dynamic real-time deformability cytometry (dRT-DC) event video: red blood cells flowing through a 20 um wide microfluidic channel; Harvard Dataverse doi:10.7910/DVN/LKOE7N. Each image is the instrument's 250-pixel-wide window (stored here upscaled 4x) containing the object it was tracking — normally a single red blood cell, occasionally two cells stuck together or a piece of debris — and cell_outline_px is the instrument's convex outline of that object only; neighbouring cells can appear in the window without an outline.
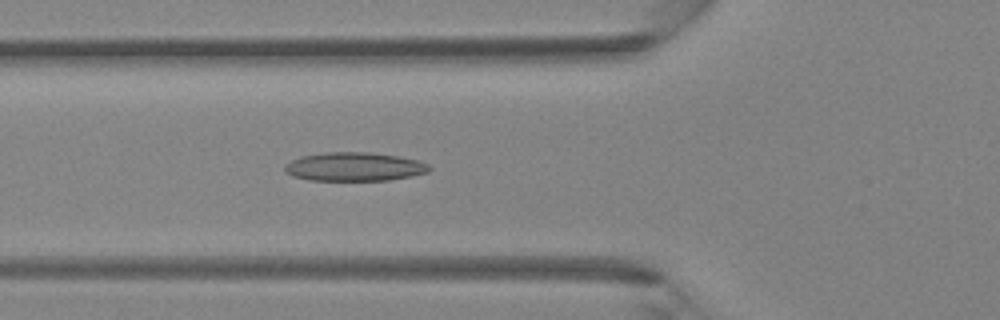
{"species": "Egyptian fruit bat (a non-hibernating species)", "species_latin": "Rousettus aegyptiacus", "temperature_condition": "room temperature", "stored_images_in_passage": 44, "camera_frame_rate_fps": 3000, "um_per_image_px": 0.085, "animal": {"sex": "female"}, "frame": {"image": 1, "passage_image": 16, "time_ms": 5.0, "image_size_px": [1000, 320], "cell_outline_px": [[432, 168], [428, 172], [388, 180], [308, 180], [292, 176], [284, 172], [284, 164], [300, 156], [324, 152], [368, 152], [400, 156], [416, 160], [428, 164]], "centroid_in_image_um": [30.07, 14.16], "position_along_channel_um": 95.7, "area_um2": 24.22}}
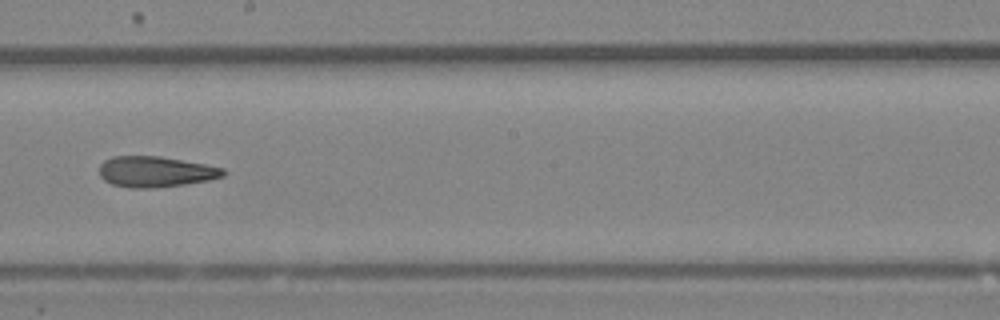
{"frame": {"image": 2, "passage_image": 25, "time_ms": 8.0, "image_size_px": [1000, 320], "cell_outline_px": [[228, 172], [224, 176], [208, 180], [184, 184], [156, 188], [128, 188], [112, 184], [104, 180], [100, 176], [100, 164], [104, 160], [112, 156], [160, 156], [204, 164], [224, 168]], "centroid_in_image_um": [13.22, 14.6], "position_along_channel_um": 235.0, "area_um2": 22.31}}
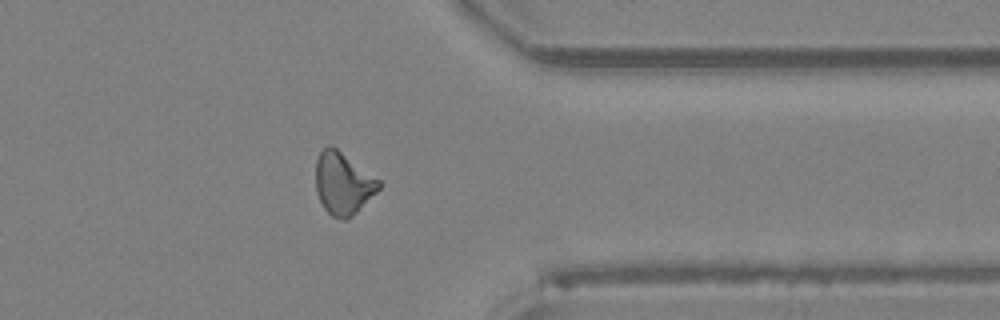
{"frame": {"image": 3, "passage_image": 35, "time_ms": 11.333, "image_size_px": [1000, 320], "cell_outline_px": [[380, 188], [348, 220], [344, 220], [332, 216], [324, 208], [316, 192], [316, 160], [320, 152], [328, 144], [336, 148], [380, 180]], "centroid_in_image_um": [29.14, 15.59], "position_along_channel_um": 382.3, "area_um2": 22.6}}